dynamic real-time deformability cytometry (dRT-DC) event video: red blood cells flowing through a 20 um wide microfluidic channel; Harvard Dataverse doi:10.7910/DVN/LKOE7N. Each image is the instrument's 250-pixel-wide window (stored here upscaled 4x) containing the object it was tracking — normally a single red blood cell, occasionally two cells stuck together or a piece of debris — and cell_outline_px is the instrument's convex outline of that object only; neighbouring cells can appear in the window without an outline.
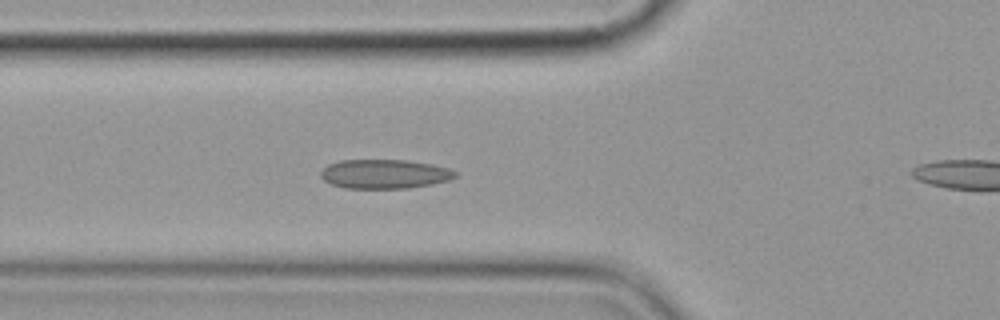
{"species": "common noctule bat (a hibernating species)", "species_latin": "Nyctalus noctula", "temperature_condition": "cold", "stored_images_in_passage": 6, "segment_of_instrument_passage": [1, 2], "camera_frame_rate_fps": 3000, "um_per_image_px": 0.085, "animal": {"sex": "female", "body_mass_g": 19.9}, "frame": {"image": 1, "passage_image": 5, "time_ms": 4.667, "image_size_px": [1000, 320], "cell_outline_px": [[460, 176], [448, 180], [432, 184], [408, 188], [344, 188], [332, 184], [324, 180], [320, 176], [320, 172], [328, 164], [340, 160], [404, 160], [432, 164], [448, 168], [460, 172]], "centroid_in_image_um": [32.72, 14.79], "position_along_channel_um": 93.1, "area_um2": 23.0}}